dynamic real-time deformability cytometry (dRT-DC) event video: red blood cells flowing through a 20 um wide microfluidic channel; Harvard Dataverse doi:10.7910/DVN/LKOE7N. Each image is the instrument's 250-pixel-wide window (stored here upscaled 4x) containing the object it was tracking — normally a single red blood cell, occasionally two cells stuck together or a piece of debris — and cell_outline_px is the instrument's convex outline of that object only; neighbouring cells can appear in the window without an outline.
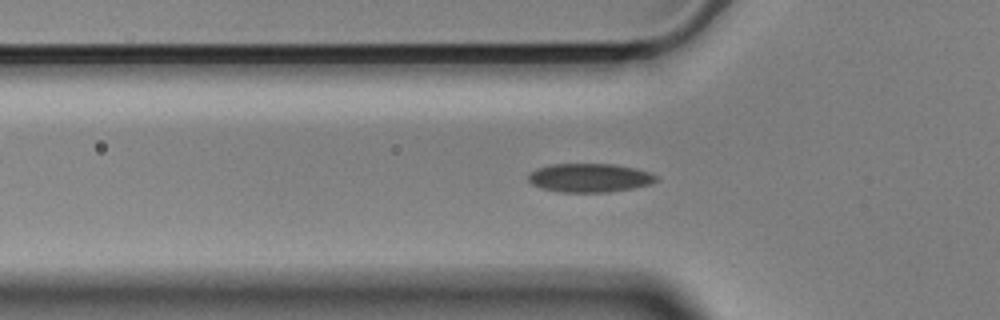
{"species": "Egyptian fruit bat (a non-hibernating species)", "species_latin": "Rousettus aegyptiacus", "temperature_condition": "cold", "stored_images_in_passage": 56, "camera_frame_rate_fps": 3000, "um_per_image_px": 0.085, "animal": {"sex": "male"}, "frame": {"image": 1, "passage_image": 17, "time_ms": 5.333, "image_size_px": [1000, 320], "cell_outline_px": [[660, 180], [652, 184], [632, 188], [608, 192], [560, 192], [540, 188], [532, 184], [528, 180], [528, 176], [536, 168], [552, 164], [612, 164], [636, 168], [652, 172]], "centroid_in_image_um": [50.15, 15.11], "position_along_channel_um": 75.6, "area_um2": 21.56}}
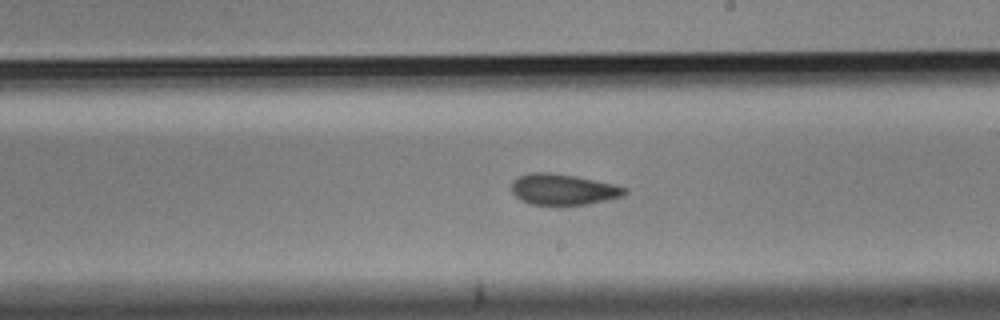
{"frame": {"image": 2, "passage_image": 31, "time_ms": 10.0, "image_size_px": [1000, 320], "cell_outline_px": [[628, 192], [624, 196], [608, 200], [588, 204], [532, 204], [520, 200], [512, 192], [512, 180], [520, 176], [532, 172], [548, 172], [576, 176], [616, 184], [628, 188]], "centroid_in_image_um": [47.92, 16.09], "position_along_channel_um": 241.1, "area_um2": 20.46}}
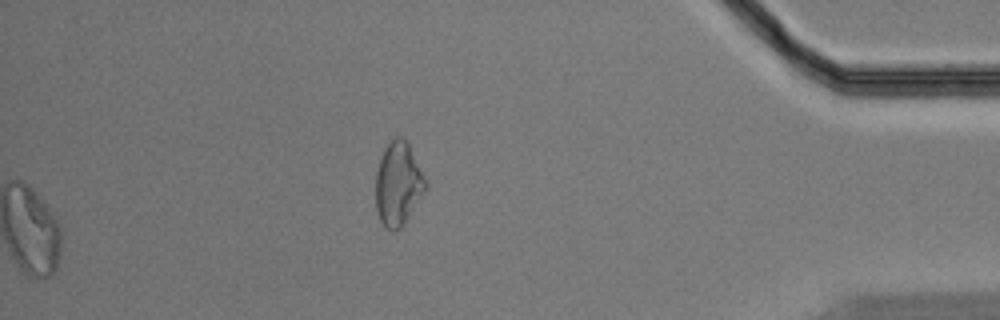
{"frame": {"image": 3, "passage_image": 56, "time_ms": 18.333, "image_size_px": [1000, 320], "cell_outline_px": [[428, 188], [400, 228], [392, 232], [384, 228], [380, 220], [376, 208], [376, 172], [384, 148], [396, 136], [400, 136], [408, 144], [428, 184]], "centroid_in_image_um": [33.84, 15.67], "position_along_channel_um": 401.4, "area_um2": 24.04}, "authors_computed_cell_mechanics": {"area_um2": 21.1837, "velocity_mm_per_s": 3.5334, "shape_relaxation_time_tau1_ms": null, "shape_relaxation_time_tau2_ms": 3.1238, "deformation_change_tau1": null, "deformation_change_tau2": 0.0699}}